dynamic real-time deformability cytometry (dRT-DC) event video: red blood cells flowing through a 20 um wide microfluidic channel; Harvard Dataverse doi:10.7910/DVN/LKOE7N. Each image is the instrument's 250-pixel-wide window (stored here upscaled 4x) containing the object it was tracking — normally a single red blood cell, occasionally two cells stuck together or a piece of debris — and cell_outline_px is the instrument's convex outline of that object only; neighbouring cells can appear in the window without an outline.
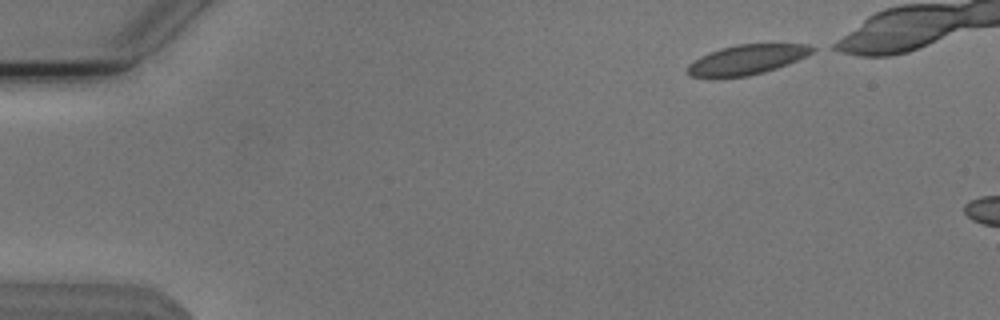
{"species": "Egyptian fruit bat (a non-hibernating species)", "species_latin": "Rousettus aegyptiacus", "temperature_condition": "cold", "stored_images_in_passage": 5, "camera_frame_rate_fps": 3000, "um_per_image_px": 0.085, "animal": {"sex": "male"}, "frame": {"image": 1, "passage_image": 1, "time_ms": 0.0, "image_size_px": [1000, 320], "cell_outline_px": [[816, 48], [812, 52], [796, 60], [776, 68], [764, 72], [748, 76], [692, 76], [688, 72], [688, 64], [700, 56], [708, 52], [720, 48], [736, 44], [808, 44]], "centroid_in_image_um": [63.48, 5.04], "position_along_channel_um": 21.5, "area_um2": 21.15}}